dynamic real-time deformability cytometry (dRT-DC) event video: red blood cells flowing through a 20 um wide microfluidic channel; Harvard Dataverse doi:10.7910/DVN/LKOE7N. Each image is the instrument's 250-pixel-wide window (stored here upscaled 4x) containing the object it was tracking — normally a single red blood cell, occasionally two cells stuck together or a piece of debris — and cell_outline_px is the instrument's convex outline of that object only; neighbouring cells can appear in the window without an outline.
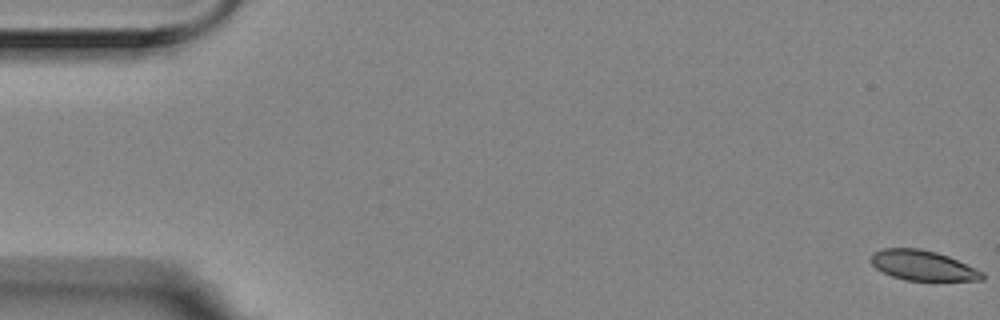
{"species": "Egyptian fruit bat (a non-hibernating species)", "species_latin": "Rousettus aegyptiacus", "temperature_condition": "room temperature", "stored_images_in_passage": 7, "camera_frame_rate_fps": 3000, "um_per_image_px": 0.085, "animal": {"sex": "female"}, "frame": {"image": 1, "passage_image": 1, "time_ms": 0.0, "image_size_px": [1000, 320], "cell_outline_px": [[984, 280], [904, 280], [892, 276], [876, 268], [872, 264], [872, 252], [884, 248], [920, 248], [936, 252], [948, 256], [984, 272]], "centroid_in_image_um": [78.44, 22.56], "position_along_channel_um": 6.6, "area_um2": 19.31}}
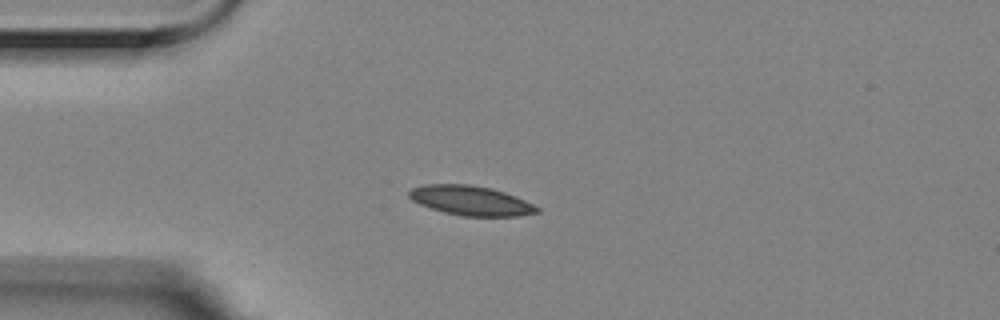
{"frame": {"image": 2, "passage_image": 5, "time_ms": 1.333, "image_size_px": [1000, 320], "cell_outline_px": [[540, 212], [520, 216], [460, 216], [444, 212], [420, 204], [412, 200], [408, 196], [408, 192], [412, 188], [424, 184], [468, 184], [492, 188], [516, 196], [540, 208]], "centroid_in_image_um": [40.02, 17.05], "position_along_channel_um": 45.0, "area_um2": 22.08}}
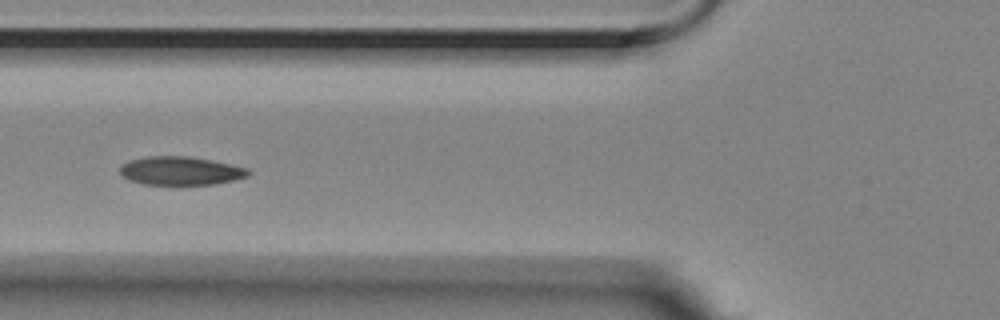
{"frame": {"image": 3, "passage_image": 7, "time_ms": 2.0, "image_size_px": [1000, 320], "cell_outline_px": [[252, 172], [248, 176], [216, 184], [144, 184], [128, 180], [120, 172], [120, 168], [128, 160], [148, 156], [188, 156], [212, 160], [232, 164], [248, 168]], "centroid_in_image_um": [15.38, 14.51], "position_along_channel_um": 110.4, "area_um2": 21.27}}